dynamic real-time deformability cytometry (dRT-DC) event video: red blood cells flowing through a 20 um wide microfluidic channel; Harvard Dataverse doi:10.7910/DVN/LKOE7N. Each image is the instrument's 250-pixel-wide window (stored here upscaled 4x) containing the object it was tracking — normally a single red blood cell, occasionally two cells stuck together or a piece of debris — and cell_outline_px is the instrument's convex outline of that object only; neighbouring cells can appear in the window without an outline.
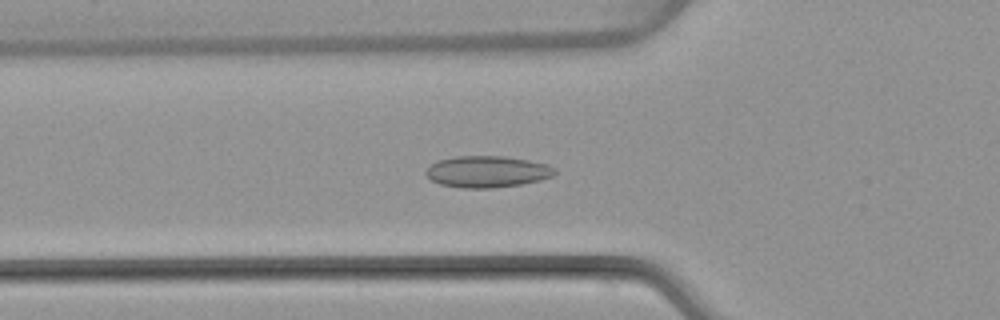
{"species": "common noctule bat (a hibernating species)", "species_latin": "Nyctalus noctula", "temperature_condition": "warm", "stored_images_in_passage": 51, "camera_frame_rate_fps": 3000, "um_per_image_px": 0.085, "animal": {"sex": "female", "body_mass_g": 22.7, "forearm_length_mm": 54.2}, "frame": {"image": 1, "passage_image": 18, "time_ms": 5.667, "image_size_px": [1000, 320], "cell_outline_px": [[556, 172], [552, 176], [540, 180], [520, 184], [492, 188], [460, 188], [440, 184], [432, 180], [424, 172], [432, 164], [440, 160], [456, 156], [504, 156], [528, 160], [548, 164], [556, 168]], "centroid_in_image_um": [41.43, 14.59], "position_along_channel_um": 84.4, "area_um2": 23.58}}
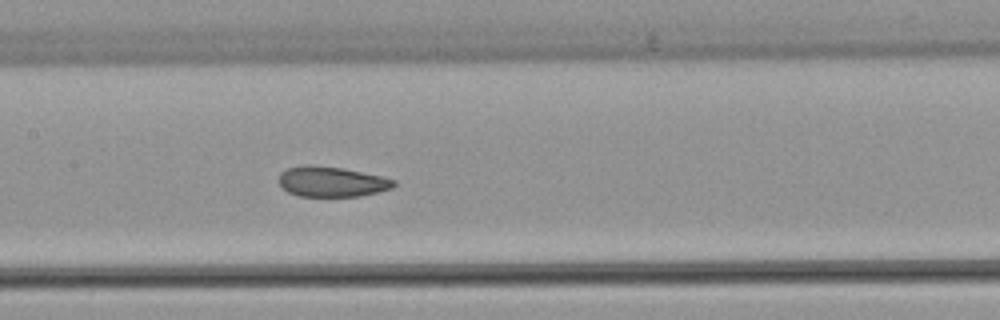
{"frame": {"image": 2, "passage_image": 25, "time_ms": 8.0, "image_size_px": [1000, 320], "cell_outline_px": [[396, 184], [392, 188], [360, 196], [300, 196], [288, 192], [280, 184], [280, 172], [288, 168], [304, 164], [316, 164], [344, 168], [380, 176], [396, 180]], "centroid_in_image_um": [28.18, 15.42], "position_along_channel_um": 179.2, "area_um2": 20.29}}
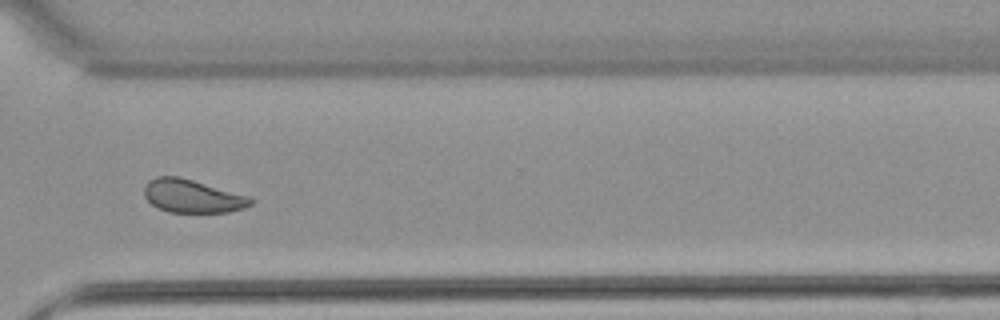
{"frame": {"image": 3, "passage_image": 38, "time_ms": 12.333, "image_size_px": [1000, 320], "cell_outline_px": [[252, 204], [244, 208], [228, 212], [168, 212], [156, 208], [144, 196], [144, 188], [148, 180], [156, 176], [180, 176], [248, 196], [252, 200]], "centroid_in_image_um": [16.3, 16.67], "position_along_channel_um": 354.3, "area_um2": 20.58}, "authors_computed_cell_mechanics": {"area_um2": 22.0218, "velocity_mm_per_s": 4.04, "shape_relaxation_time_tau1_ms": null, "shape_relaxation_time_tau2_ms": 1.7108, "deformation_change_tau1": null, "deformation_change_tau2": 0.0521}}